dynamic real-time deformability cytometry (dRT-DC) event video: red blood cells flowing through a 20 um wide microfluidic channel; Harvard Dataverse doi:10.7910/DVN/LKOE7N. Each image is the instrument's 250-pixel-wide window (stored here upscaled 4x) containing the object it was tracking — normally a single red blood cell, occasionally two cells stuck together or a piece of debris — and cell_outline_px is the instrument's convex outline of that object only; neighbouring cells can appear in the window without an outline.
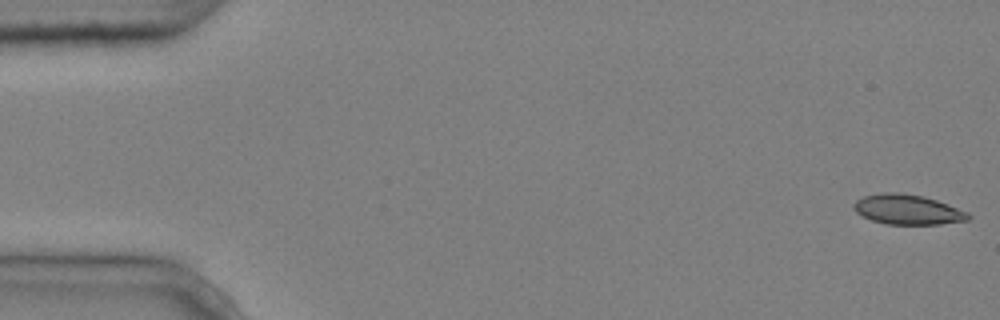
{"species": "common noctule bat (a hibernating species)", "species_latin": "Nyctalus noctula", "temperature_condition": "cold", "stored_images_in_passage": 4, "camera_frame_rate_fps": 3000, "um_per_image_px": 0.085, "animal": {"sex": "male", "body_mass_g": 20.4}, "frame": {"image": 1, "passage_image": 1, "time_ms": 0.0, "image_size_px": [1000, 320], "cell_outline_px": [[972, 216], [968, 220], [940, 224], [888, 224], [872, 220], [856, 212], [852, 208], [852, 204], [856, 200], [864, 196], [884, 192], [900, 192], [924, 196], [936, 200], [968, 212]], "centroid_in_image_um": [77.14, 17.8], "position_along_channel_um": 7.9, "area_um2": 19.94}}